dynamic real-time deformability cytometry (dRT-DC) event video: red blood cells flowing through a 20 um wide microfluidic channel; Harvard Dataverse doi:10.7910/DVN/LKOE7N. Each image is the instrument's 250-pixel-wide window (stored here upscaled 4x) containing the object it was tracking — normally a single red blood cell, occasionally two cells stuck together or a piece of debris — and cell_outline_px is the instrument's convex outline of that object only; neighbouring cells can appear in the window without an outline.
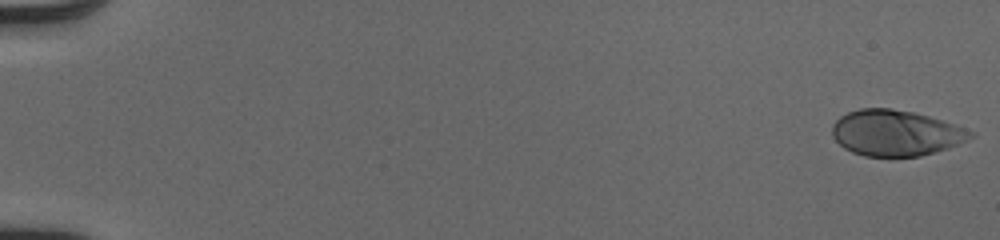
{"species": "human", "species_latin": "Homo sapiens", "temperature_condition": "cold", "stored_images_in_passage": 52, "camera_frame_rate_fps": 3000, "um_per_image_px": 0.085, "donor": {"sex": "male"}, "frame": {"image": 1, "passage_image": 1, "time_ms": 0.0, "image_size_px": [1000, 240], "cell_outline_px": [[976, 136], [948, 148], [920, 156], [864, 156], [852, 152], [844, 148], [832, 136], [832, 124], [840, 116], [848, 112], [860, 108], [892, 108], [912, 112], [928, 116], [976, 132]], "centroid_in_image_um": [76.12, 11.3], "position_along_channel_um": 8.9, "area_um2": 36.82}}
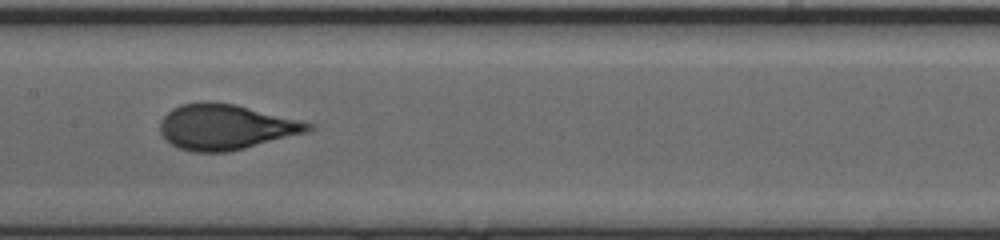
{"frame": {"image": 2, "passage_image": 28, "time_ms": 9.0, "image_size_px": [1000, 240], "cell_outline_px": [[316, 124], [308, 132], [228, 152], [192, 152], [180, 148], [172, 144], [160, 132], [160, 120], [172, 108], [180, 104], [200, 100], [216, 100], [236, 104]], "centroid_in_image_um": [19.17, 10.76], "position_along_channel_um": 188.2, "area_um2": 39.48}}
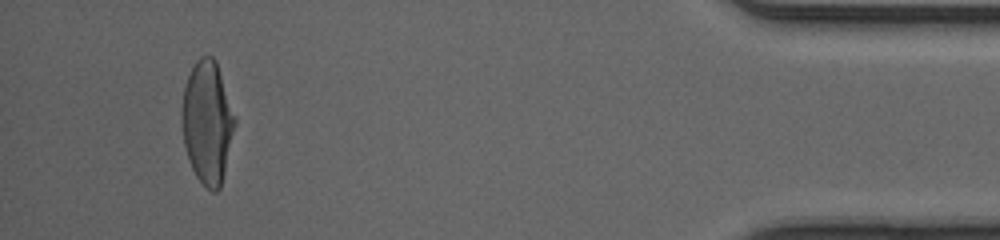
{"frame": {"image": 3, "passage_image": 49, "time_ms": 16.0, "image_size_px": [1000, 240], "cell_outline_px": [[236, 124], [220, 188], [216, 192], [212, 192], [196, 176], [192, 168], [184, 144], [180, 120], [180, 112], [184, 84], [196, 60], [200, 56], [212, 56], [216, 60], [236, 120]], "centroid_in_image_um": [17.6, 10.37], "position_along_channel_um": 417.6, "area_um2": 37.86}, "authors_computed_cell_mechanics": {"area_um2": 38.2058, "velocity_mm_per_s": 4.1231, "shape_relaxation_time_tau1_ms": 4.0781, "shape_relaxation_time_tau2_ms": null, "deformation_change_tau1": 0.1893, "deformation_change_tau2": null}}